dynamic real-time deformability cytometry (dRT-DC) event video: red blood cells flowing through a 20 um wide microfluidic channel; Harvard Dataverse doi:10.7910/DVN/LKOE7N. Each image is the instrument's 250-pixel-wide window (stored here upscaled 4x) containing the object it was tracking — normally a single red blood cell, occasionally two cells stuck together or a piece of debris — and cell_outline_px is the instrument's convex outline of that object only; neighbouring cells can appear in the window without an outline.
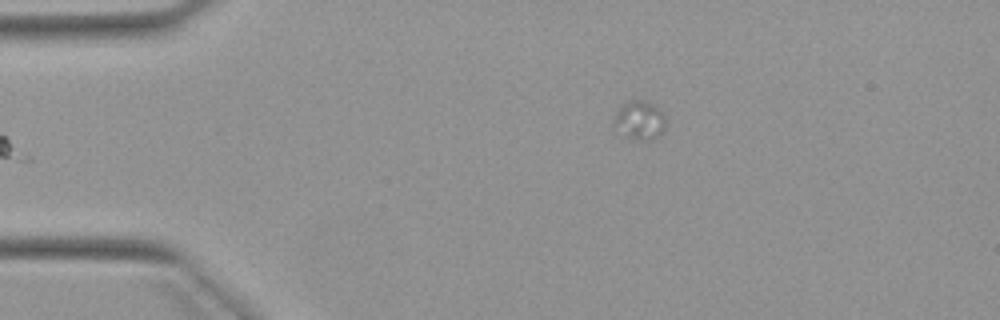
{"species": "Egyptian fruit bat (a non-hibernating species)", "species_latin": "Rousettus aegyptiacus", "temperature_condition": "warm", "stored_images_in_passage": 5, "segment_of_instrument_passage": [2, 2], "camera_frame_rate_fps": 3000, "um_per_image_px": 0.085, "animal": {"sex": "female"}, "frame": {"image": 1, "passage_image": 5, "time_ms": 5.667, "image_size_px": [1000, 320], "cell_outline_px": [[668, 116], [664, 128], [660, 136], [652, 140], [640, 140], [616, 136], [612, 124], [612, 120], [620, 104], [628, 100], [648, 100], [664, 112]], "centroid_in_image_um": [54.32, 10.24], "position_along_channel_um": 30.7, "area_um2": 12.77}}